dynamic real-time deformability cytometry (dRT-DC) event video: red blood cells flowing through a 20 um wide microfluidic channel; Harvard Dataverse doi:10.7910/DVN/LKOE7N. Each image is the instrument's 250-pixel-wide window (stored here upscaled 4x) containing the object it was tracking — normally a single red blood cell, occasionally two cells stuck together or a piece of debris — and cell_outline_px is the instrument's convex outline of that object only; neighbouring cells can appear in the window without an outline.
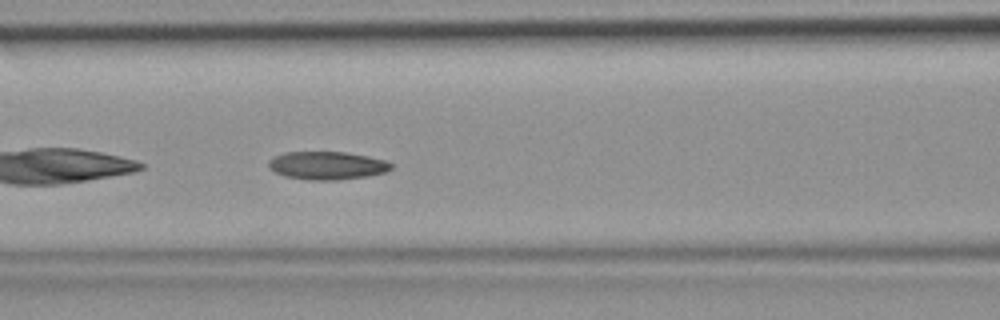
{"species": "common noctule bat (a hibernating species)", "species_latin": "Nyctalus noctula", "temperature_condition": "room temperature", "stored_images_in_passage": 33, "camera_frame_rate_fps": 3000, "um_per_image_px": 0.085, "animal": {"sex": "female", "body_mass_g": 19.9}, "frame": {"image": 1, "passage_image": 6, "time_ms": 1.667, "image_size_px": [1000, 320], "cell_outline_px": [[392, 168], [388, 172], [368, 176], [336, 180], [308, 180], [284, 176], [268, 168], [268, 160], [284, 152], [344, 152], [368, 156], [384, 160], [392, 164]], "centroid_in_image_um": [27.8, 14.07], "position_along_channel_um": 138.8, "area_um2": 20.11}}
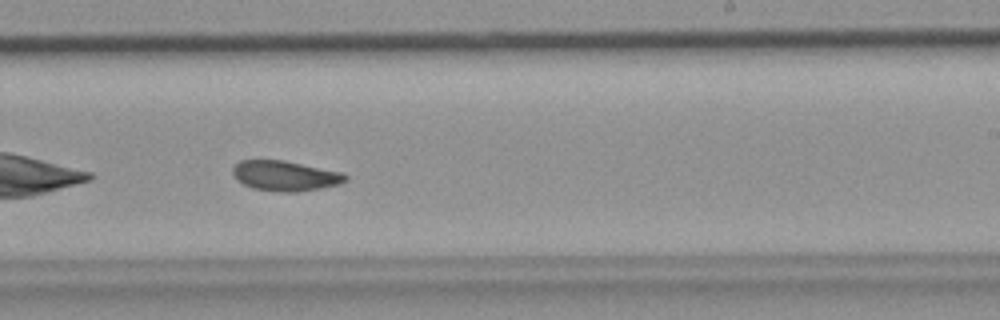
{"frame": {"image": 2, "passage_image": 15, "time_ms": 4.667, "image_size_px": [1000, 320], "cell_outline_px": [[348, 180], [340, 184], [320, 188], [296, 192], [280, 192], [252, 188], [236, 180], [232, 172], [232, 168], [240, 160], [284, 160], [344, 172], [348, 176]], "centroid_in_image_um": [24.26, 14.94], "position_along_channel_um": 264.7, "area_um2": 20.0}}